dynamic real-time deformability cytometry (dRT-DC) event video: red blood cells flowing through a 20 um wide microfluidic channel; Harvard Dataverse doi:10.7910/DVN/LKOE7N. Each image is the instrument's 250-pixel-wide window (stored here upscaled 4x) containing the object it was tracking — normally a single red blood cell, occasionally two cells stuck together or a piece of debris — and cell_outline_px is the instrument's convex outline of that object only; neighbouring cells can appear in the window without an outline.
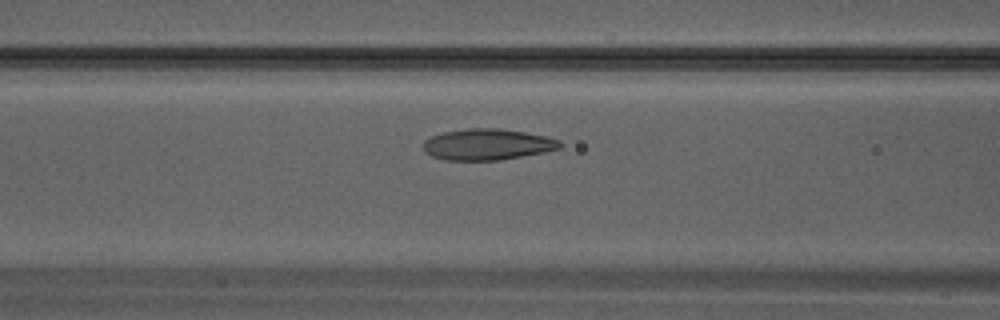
{"species": "Egyptian fruit bat (a non-hibernating species)", "species_latin": "Rousettus aegyptiacus", "temperature_condition": "warm", "stored_images_in_passage": 25, "camera_frame_rate_fps": 3000, "um_per_image_px": 0.085, "animal": {"sex": "male"}, "frame": {"image": 1, "passage_image": 6, "time_ms": 1.667, "image_size_px": [1000, 320], "cell_outline_px": [[564, 144], [560, 148], [544, 152], [500, 160], [448, 160], [432, 156], [424, 152], [424, 140], [432, 136], [444, 132], [468, 128], [500, 128], [548, 136], [560, 140]], "centroid_in_image_um": [41.46, 12.27], "position_along_channel_um": 125.1, "area_um2": 24.85}}
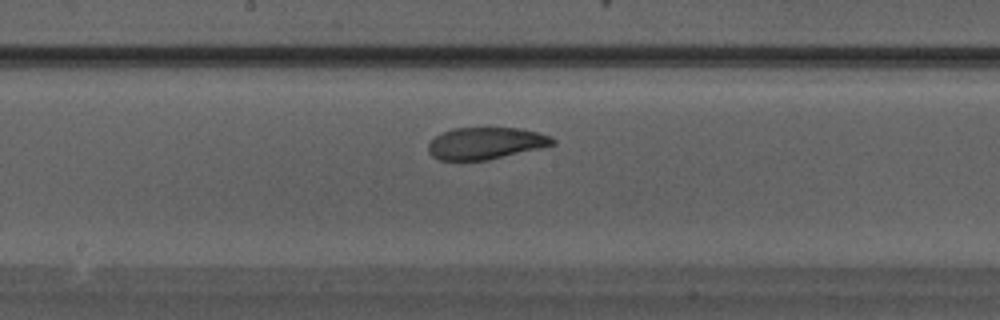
{"frame": {"image": 2, "passage_image": 10, "time_ms": 3.0, "image_size_px": [1000, 320], "cell_outline_px": [[556, 144], [540, 148], [488, 160], [440, 160], [432, 156], [428, 152], [428, 144], [436, 136], [452, 128], [516, 128], [536, 132], [552, 136], [556, 140]], "centroid_in_image_um": [41.29, 12.18], "position_along_channel_um": 206.9, "area_um2": 23.0}}
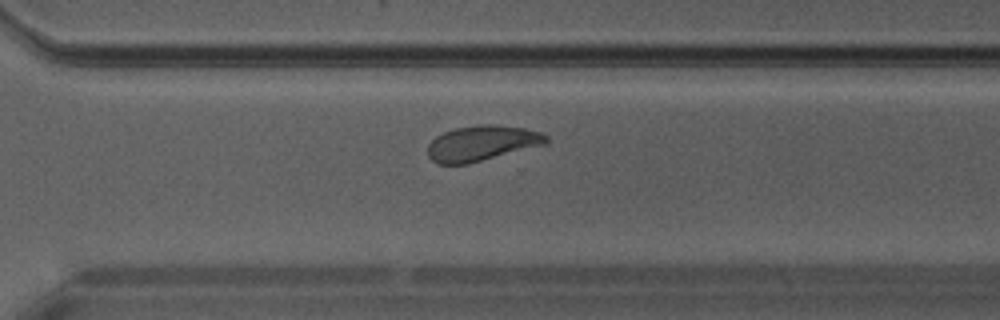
{"frame": {"image": 3, "passage_image": 16, "time_ms": 5.0, "image_size_px": [1000, 320], "cell_outline_px": [[548, 144], [468, 164], [436, 164], [428, 156], [428, 144], [436, 136], [444, 132], [456, 128], [480, 124], [496, 124], [524, 128], [540, 132], [548, 136]], "centroid_in_image_um": [40.98, 12.18], "position_along_channel_um": 329.6, "area_um2": 24.62}}